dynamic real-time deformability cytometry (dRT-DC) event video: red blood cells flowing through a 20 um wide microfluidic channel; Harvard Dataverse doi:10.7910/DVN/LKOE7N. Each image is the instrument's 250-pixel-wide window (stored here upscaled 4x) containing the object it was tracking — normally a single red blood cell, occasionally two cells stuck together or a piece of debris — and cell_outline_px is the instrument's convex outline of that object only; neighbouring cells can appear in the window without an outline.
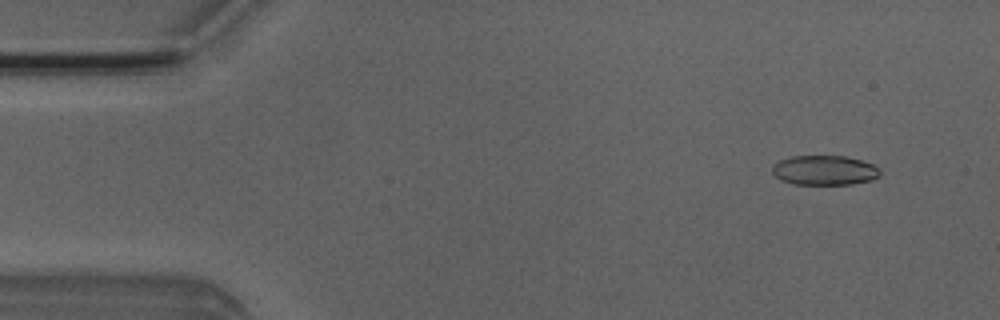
{"species": "Egyptian fruit bat (a non-hibernating species)", "species_latin": "Rousettus aegyptiacus", "temperature_condition": "room temperature", "stored_images_in_passage": 51, "camera_frame_rate_fps": 3000, "um_per_image_px": 0.085, "animal": {"sex": "male"}, "frame": {"image": 1, "passage_image": 4, "time_ms": 1.0, "image_size_px": [1000, 320], "cell_outline_px": [[880, 176], [872, 180], [852, 184], [792, 184], [780, 180], [772, 172], [772, 164], [780, 160], [792, 156], [844, 156], [860, 160], [872, 164], [880, 168]], "centroid_in_image_um": [70.07, 14.48], "position_along_channel_um": 14.9, "area_um2": 18.73}}
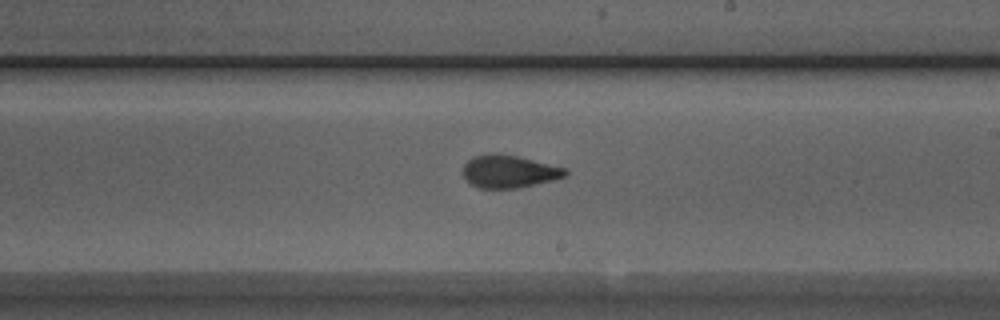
{"frame": {"image": 2, "passage_image": 29, "time_ms": 9.333, "image_size_px": [1000, 320], "cell_outline_px": [[568, 172], [564, 176], [552, 180], [520, 188], [480, 188], [468, 184], [464, 176], [464, 164], [472, 156], [488, 152], [496, 152], [516, 156], [568, 168]], "centroid_in_image_um": [43.23, 14.56], "position_along_channel_um": 245.8, "area_um2": 19.71}}
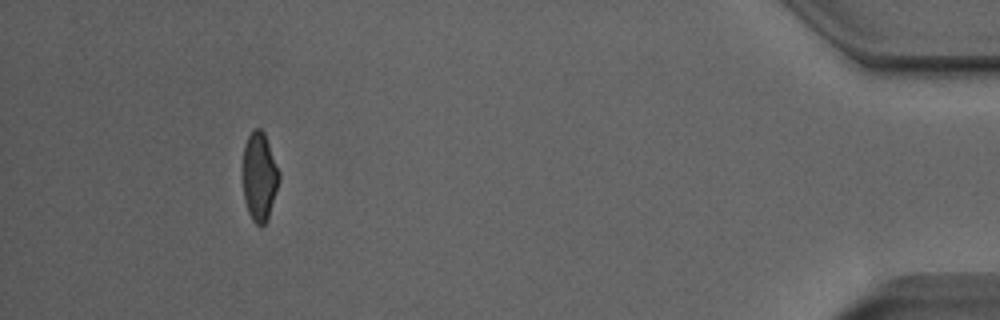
{"frame": {"image": 3, "passage_image": 47, "time_ms": 15.333, "image_size_px": [1000, 320], "cell_outline_px": [[280, 180], [268, 220], [260, 228], [252, 220], [248, 212], [244, 200], [244, 144], [252, 128], [260, 128], [264, 132], [280, 172]], "centroid_in_image_um": [22.07, 15.03], "position_along_channel_um": 413.1, "area_um2": 18.84}, "authors_computed_cell_mechanics": {"area_um2": 19.652, "velocity_mm_per_s": 3.9588, "shape_relaxation_time_tau1_ms": 4.4883, "shape_relaxation_time_tau2_ms": 1.6879, "deformation_change_tau1": 0.145, "deformation_change_tau2": 0.0823}}